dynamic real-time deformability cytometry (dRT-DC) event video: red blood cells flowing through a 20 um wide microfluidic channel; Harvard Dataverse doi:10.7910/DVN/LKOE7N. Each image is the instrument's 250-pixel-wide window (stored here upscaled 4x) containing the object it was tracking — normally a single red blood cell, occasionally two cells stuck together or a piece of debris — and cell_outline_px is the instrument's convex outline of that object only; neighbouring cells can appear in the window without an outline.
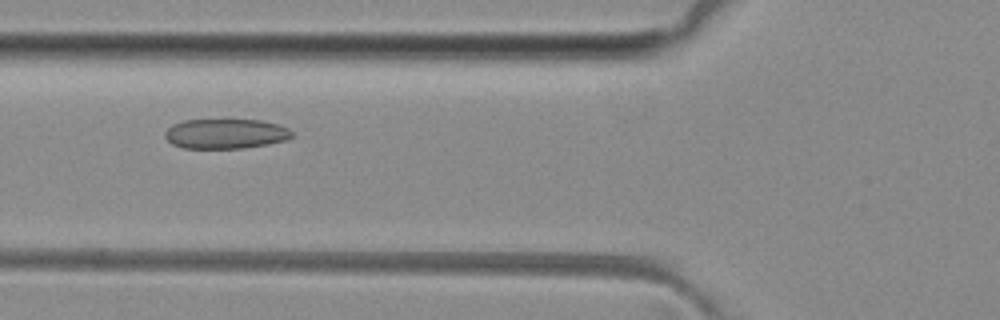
{"species": "common noctule bat (a hibernating species)", "species_latin": "Nyctalus noctula", "temperature_condition": "room temperature", "stored_images_in_passage": 50, "camera_frame_rate_fps": 3000, "um_per_image_px": 0.085, "animal": {"sex": "female", "body_mass_g": 29.2, "forearm_length_mm": 56.3}, "frame": {"image": 1, "passage_image": 18, "time_ms": 5.667, "image_size_px": [1000, 320], "cell_outline_px": [[292, 136], [288, 140], [268, 144], [244, 148], [184, 148], [172, 144], [164, 136], [164, 132], [172, 124], [184, 120], [260, 120], [276, 124], [288, 128], [292, 132]], "centroid_in_image_um": [19.17, 11.37], "position_along_channel_um": 106.6, "area_um2": 22.08}}
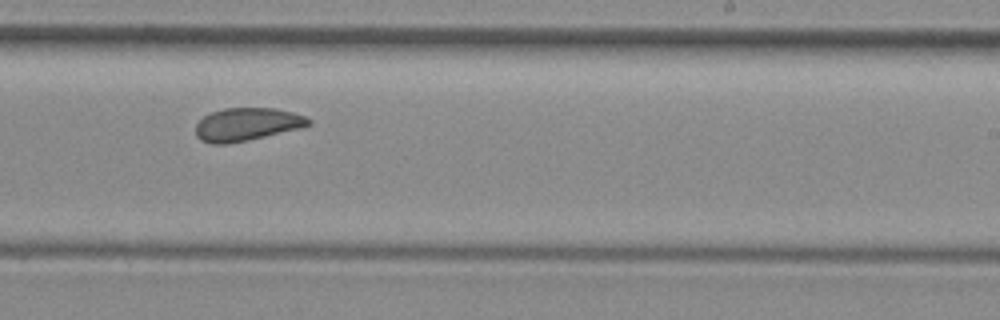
{"frame": {"image": 2, "passage_image": 30, "time_ms": 9.667, "image_size_px": [1000, 320], "cell_outline_px": [[312, 124], [300, 128], [248, 140], [228, 144], [212, 144], [200, 140], [196, 136], [196, 124], [204, 116], [212, 112], [224, 108], [276, 108], [292, 112], [304, 116], [312, 120]], "centroid_in_image_um": [20.98, 10.57], "position_along_channel_um": 268.0, "area_um2": 21.68}}
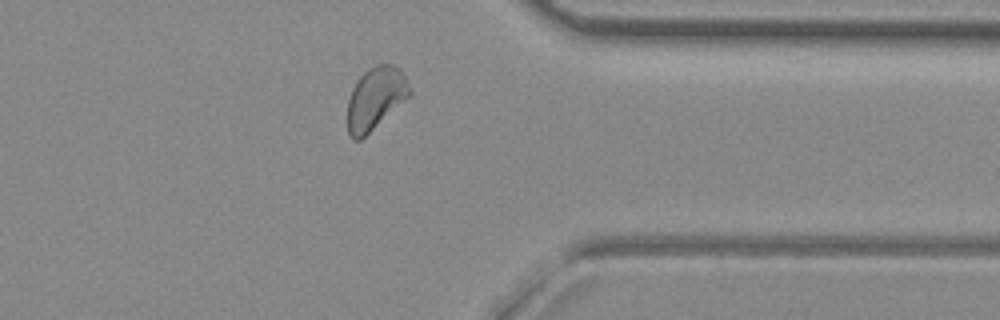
{"frame": {"image": 3, "passage_image": 39, "time_ms": 12.667, "image_size_px": [1000, 320], "cell_outline_px": [[412, 92], [408, 96], [360, 140], [352, 140], [348, 132], [348, 100], [352, 88], [356, 80], [368, 68], [376, 64], [392, 64], [400, 68]], "centroid_in_image_um": [31.88, 8.32], "position_along_channel_um": 379.5, "area_um2": 22.14}, "authors_computed_cell_mechanics": {"area_um2": 22.7154, "velocity_mm_per_s": 4.0335, "shape_relaxation_time_tau1_ms": 4.6529, "shape_relaxation_time_tau2_ms": 1.6935, "deformation_change_tau1": 0.0925, "deformation_change_tau2": 0.0709}}